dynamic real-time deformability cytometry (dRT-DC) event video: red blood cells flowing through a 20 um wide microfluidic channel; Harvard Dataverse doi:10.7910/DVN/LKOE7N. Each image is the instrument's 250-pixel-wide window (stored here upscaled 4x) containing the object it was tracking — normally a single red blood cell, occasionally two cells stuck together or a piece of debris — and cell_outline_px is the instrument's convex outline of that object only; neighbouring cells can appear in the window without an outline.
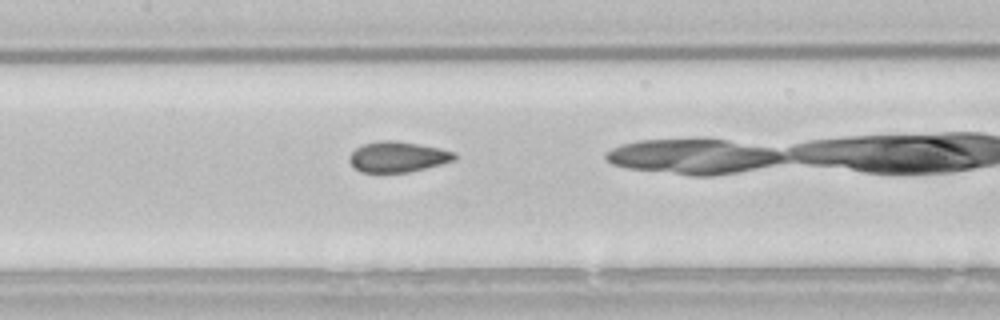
{"species": "common noctule bat (a hibernating species)", "species_latin": "Nyctalus noctula", "temperature_condition": "room temperature", "stored_images_in_passage": 33, "camera_frame_rate_fps": 3000, "um_per_image_px": 0.085, "animal": {"sex": "male", "body_mass_g": 21.5, "forearm_length_mm": 52.0}, "frame": {"image": 1, "passage_image": 20, "time_ms": 6.333, "image_size_px": [1000, 320], "cell_outline_px": [[456, 160], [408, 172], [360, 172], [348, 160], [348, 156], [356, 148], [364, 144], [380, 140], [392, 140], [440, 148], [456, 152]], "centroid_in_image_um": [33.8, 13.33], "position_along_channel_um": 173.6, "area_um2": 18.55}}
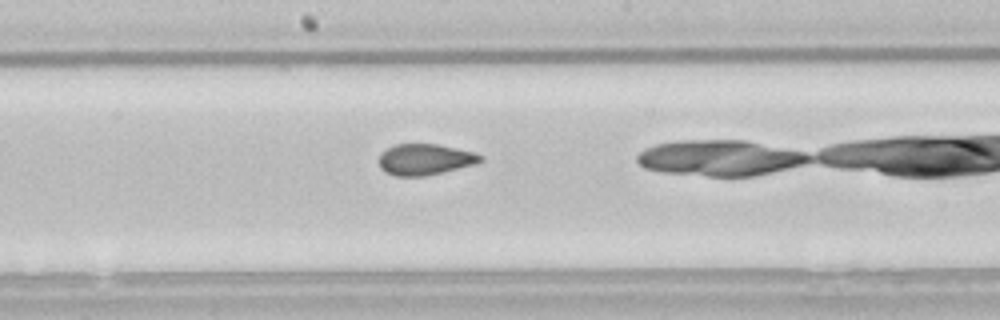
{"frame": {"image": 2, "passage_image": 23, "time_ms": 7.333, "image_size_px": [1000, 320], "cell_outline_px": [[484, 160], [476, 164], [424, 176], [392, 176], [384, 172], [380, 168], [376, 160], [380, 152], [396, 144], [436, 144], [456, 148], [472, 152], [484, 156]], "centroid_in_image_um": [36.06, 13.56], "position_along_channel_um": 212.1, "area_um2": 18.61}}